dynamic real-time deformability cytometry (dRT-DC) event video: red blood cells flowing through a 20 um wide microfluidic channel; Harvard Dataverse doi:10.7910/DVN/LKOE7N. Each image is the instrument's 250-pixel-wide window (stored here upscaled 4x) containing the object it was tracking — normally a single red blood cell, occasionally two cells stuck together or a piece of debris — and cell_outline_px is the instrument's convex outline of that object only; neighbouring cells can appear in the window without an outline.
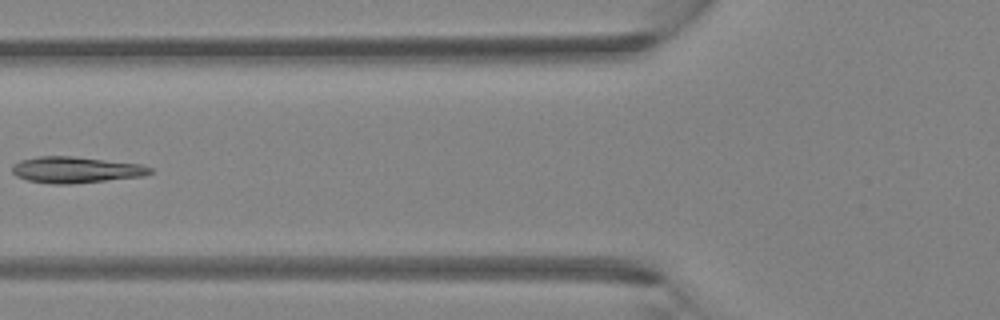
{"species": "Egyptian fruit bat (a non-hibernating species)", "species_latin": "Rousettus aegyptiacus", "temperature_condition": "room temperature", "stored_images_in_passage": 6, "camera_frame_rate_fps": 3000, "um_per_image_px": 0.085, "animal": {"sex": "female"}, "frame": {"image": 1, "passage_image": 6, "time_ms": 1.667, "image_size_px": [1000, 320], "cell_outline_px": [[152, 172], [144, 176], [72, 184], [52, 184], [28, 180], [16, 176], [12, 172], [12, 168], [20, 160], [36, 156], [76, 156], [140, 164], [152, 168]], "centroid_in_image_um": [6.45, 14.43], "position_along_channel_um": 119.4, "area_um2": 21.1}}